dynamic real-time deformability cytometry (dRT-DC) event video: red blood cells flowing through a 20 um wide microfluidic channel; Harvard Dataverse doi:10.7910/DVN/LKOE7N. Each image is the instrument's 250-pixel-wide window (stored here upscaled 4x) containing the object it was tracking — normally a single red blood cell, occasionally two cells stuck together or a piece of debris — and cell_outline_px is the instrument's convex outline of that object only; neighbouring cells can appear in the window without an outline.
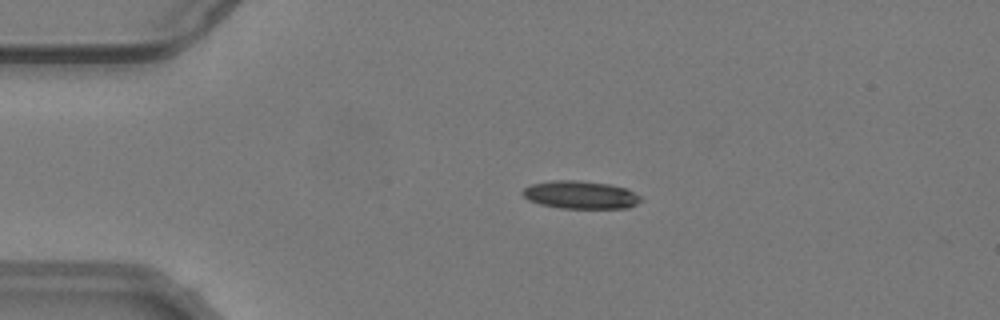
{"species": "common noctule bat (a hibernating species)", "species_latin": "Nyctalus noctula", "temperature_condition": "warm", "stored_images_in_passage": 55, "camera_frame_rate_fps": 3000, "um_per_image_px": 0.085, "animal": {"sex": "male", "body_mass_g": 19.2, "forearm_length_mm": 51.8}, "frame": {"image": 1, "passage_image": 12, "time_ms": 3.667, "image_size_px": [1000, 320], "cell_outline_px": [[644, 200], [628, 208], [560, 208], [540, 204], [528, 200], [520, 192], [524, 188], [532, 184], [552, 180], [580, 180], [612, 184], [628, 188], [640, 196]], "centroid_in_image_um": [49.37, 16.55], "position_along_channel_um": 35.6, "area_um2": 19.48}}
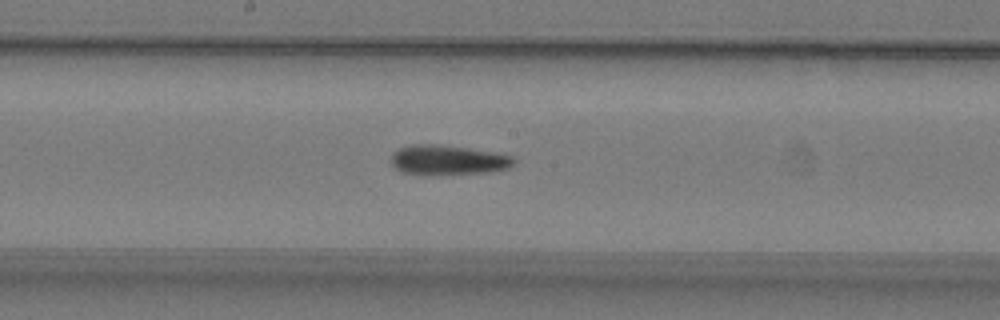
{"frame": {"image": 2, "passage_image": 29, "time_ms": 9.333, "image_size_px": [1000, 320], "cell_outline_px": [[516, 160], [508, 168], [488, 172], [424, 176], [400, 172], [392, 164], [392, 152], [400, 148], [412, 144], [436, 144], [468, 148], [496, 152], [512, 156]], "centroid_in_image_um": [38.04, 13.61], "position_along_channel_um": 210.2, "area_um2": 21.62}}
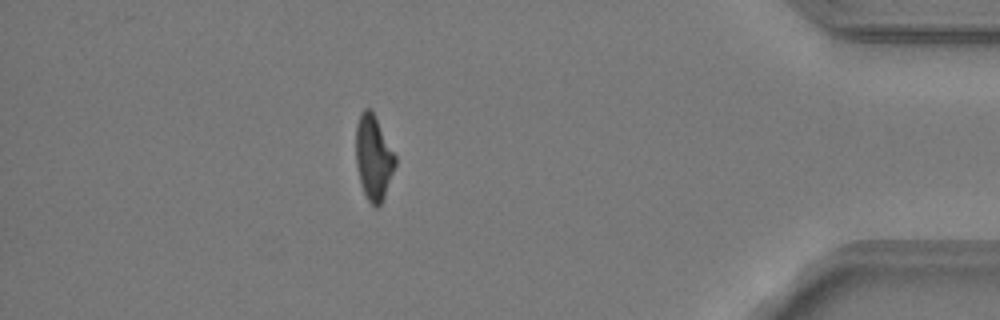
{"frame": {"image": 3, "passage_image": 48, "time_ms": 15.667, "image_size_px": [1000, 320], "cell_outline_px": [[396, 164], [384, 196], [380, 204], [376, 208], [368, 200], [360, 184], [356, 168], [356, 124], [360, 112], [364, 108], [368, 108], [372, 112], [396, 156]], "centroid_in_image_um": [31.72, 13.4], "position_along_channel_um": 403.5, "area_um2": 19.19}, "authors_computed_cell_mechanics": {"area_um2": 20.1722, "velocity_mm_per_s": 3.7861, "shape_relaxation_time_tau1_ms": 8.0034, "shape_relaxation_time_tau2_ms": 11.3736, "deformation_change_tau1": 0.2111, "deformation_change_tau2": 0.2302}}